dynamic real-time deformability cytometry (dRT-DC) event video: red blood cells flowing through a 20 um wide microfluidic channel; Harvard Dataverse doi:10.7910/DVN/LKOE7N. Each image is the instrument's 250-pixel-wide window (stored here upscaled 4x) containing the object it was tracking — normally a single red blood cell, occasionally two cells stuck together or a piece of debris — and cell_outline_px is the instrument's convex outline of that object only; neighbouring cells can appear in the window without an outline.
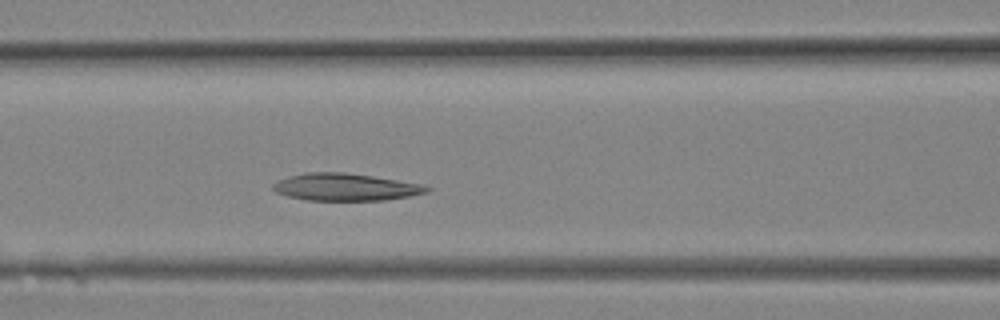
{"species": "Egyptian fruit bat (a non-hibernating species)", "species_latin": "Rousettus aegyptiacus", "temperature_condition": "room temperature", "stored_images_in_passage": 8, "camera_frame_rate_fps": 3000, "um_per_image_px": 0.085, "animal": {"sex": "female"}, "frame": {"image": 1, "passage_image": 8, "time_ms": 2.333, "image_size_px": [1000, 320], "cell_outline_px": [[432, 188], [428, 192], [408, 196], [384, 200], [308, 200], [288, 196], [276, 192], [272, 188], [272, 184], [288, 176], [304, 172], [344, 172], [372, 176], [424, 184]], "centroid_in_image_um": [29.37, 15.89], "position_along_channel_um": 137.2, "area_um2": 24.39}}